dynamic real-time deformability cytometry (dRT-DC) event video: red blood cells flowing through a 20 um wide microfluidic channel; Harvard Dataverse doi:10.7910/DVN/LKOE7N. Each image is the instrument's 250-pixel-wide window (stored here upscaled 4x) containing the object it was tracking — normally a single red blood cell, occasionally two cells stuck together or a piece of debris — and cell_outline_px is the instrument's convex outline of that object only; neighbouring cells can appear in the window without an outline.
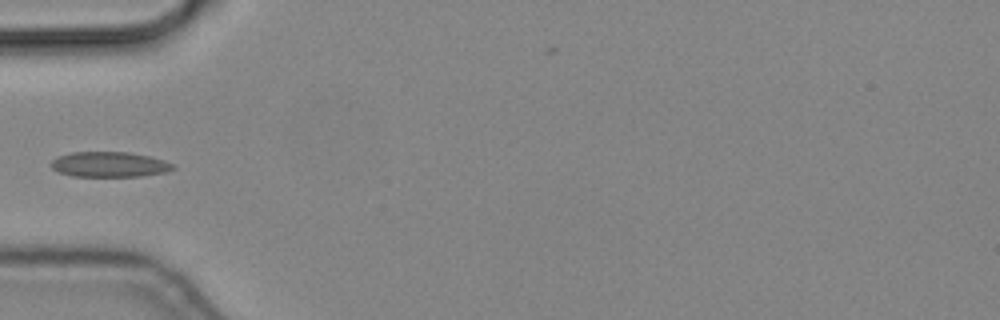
{"species": "common noctule bat (a hibernating species)", "species_latin": "Nyctalus noctula", "temperature_condition": "cold", "stored_images_in_passage": 39, "camera_frame_rate_fps": 3000, "um_per_image_px": 0.085, "animal": {"sex": "male", "body_mass_g": 19.2, "forearm_length_mm": 51.8}, "frame": {"image": 1, "passage_image": 1, "time_ms": 0.0, "image_size_px": [1000, 320], "cell_outline_px": [[176, 168], [168, 172], [140, 176], [72, 176], [56, 172], [52, 168], [52, 160], [56, 156], [72, 152], [128, 152], [148, 156], [164, 160], [176, 164]], "centroid_in_image_um": [9.32, 13.98], "position_along_channel_um": 75.7, "area_um2": 18.09}}
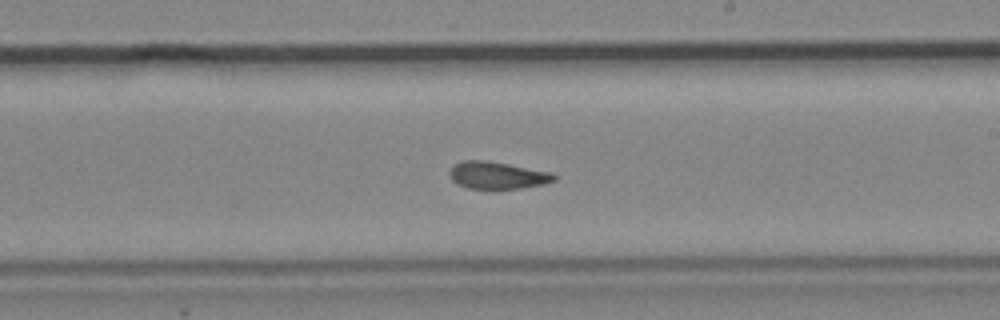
{"frame": {"image": 2, "passage_image": 15, "time_ms": 4.667, "image_size_px": [1000, 320], "cell_outline_px": [[556, 180], [544, 184], [496, 192], [468, 188], [452, 180], [448, 172], [456, 164], [464, 160], [484, 160], [508, 164], [552, 172], [556, 176]], "centroid_in_image_um": [42.29, 14.95], "position_along_channel_um": 246.7, "area_um2": 17.05}}
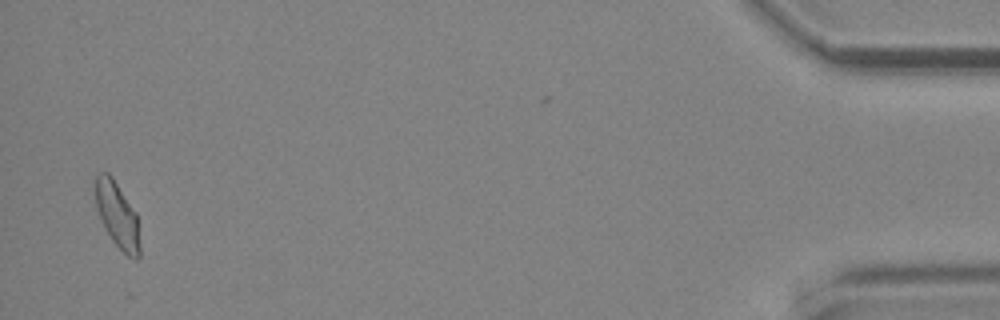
{"frame": {"image": 3, "passage_image": 37, "time_ms": 12.0, "image_size_px": [1000, 320], "cell_outline_px": [[140, 256], [136, 260], [128, 256], [112, 240], [104, 228], [96, 204], [96, 172], [108, 172], [112, 176], [136, 212], [140, 248]], "centroid_in_image_um": [9.98, 18.27], "position_along_channel_um": 425.2, "area_um2": 16.82}}